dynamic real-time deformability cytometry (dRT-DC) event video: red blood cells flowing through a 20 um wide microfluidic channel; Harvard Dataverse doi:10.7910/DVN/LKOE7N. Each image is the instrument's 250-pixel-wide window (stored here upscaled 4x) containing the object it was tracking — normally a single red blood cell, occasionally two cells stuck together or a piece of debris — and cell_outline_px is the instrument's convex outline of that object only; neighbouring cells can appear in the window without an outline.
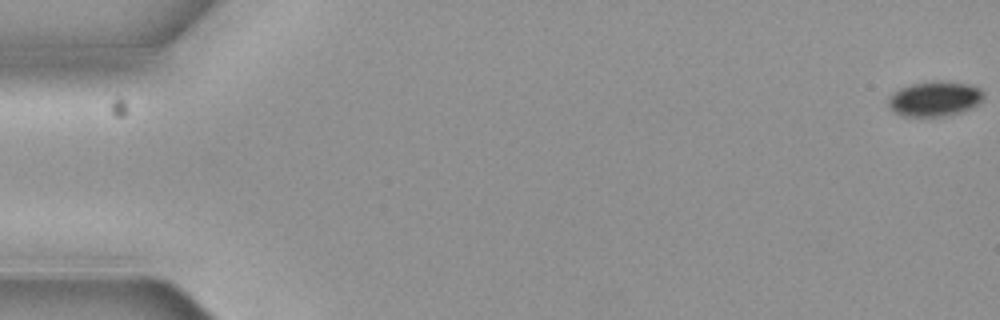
{"species": "common noctule bat (a hibernating species)", "species_latin": "Nyctalus noctula", "temperature_condition": "cold", "stored_images_in_passage": 5, "camera_frame_rate_fps": 3000, "um_per_image_px": 0.085, "animal": {"sex": "female", "body_mass_g": 19.3, "forearm_length_mm": 54.1}, "frame": {"image": 1, "passage_image": 1, "time_ms": 0.0, "image_size_px": [1000, 320], "cell_outline_px": [[984, 96], [972, 108], [960, 112], [944, 116], [904, 116], [888, 108], [888, 96], [892, 92], [900, 88], [912, 84], [932, 80], [948, 80], [972, 84], [980, 88], [984, 92]], "centroid_in_image_um": [79.45, 8.36], "position_along_channel_um": 5.6, "area_um2": 19.77}}
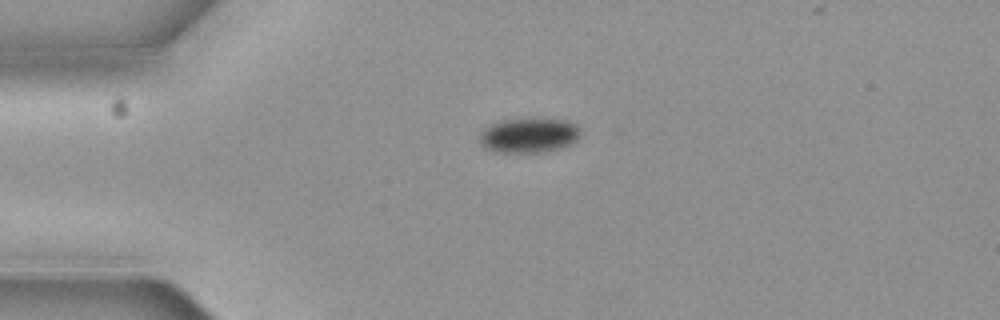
{"frame": {"image": 2, "passage_image": 5, "time_ms": 1.333, "image_size_px": [1000, 320], "cell_outline_px": [[580, 136], [576, 140], [564, 148], [544, 152], [492, 152], [484, 148], [480, 144], [480, 132], [488, 124], [500, 120], [532, 116], [540, 116], [568, 120], [576, 124], [580, 128]], "centroid_in_image_um": [44.96, 11.45], "position_along_channel_um": 40.0, "area_um2": 21.62}}